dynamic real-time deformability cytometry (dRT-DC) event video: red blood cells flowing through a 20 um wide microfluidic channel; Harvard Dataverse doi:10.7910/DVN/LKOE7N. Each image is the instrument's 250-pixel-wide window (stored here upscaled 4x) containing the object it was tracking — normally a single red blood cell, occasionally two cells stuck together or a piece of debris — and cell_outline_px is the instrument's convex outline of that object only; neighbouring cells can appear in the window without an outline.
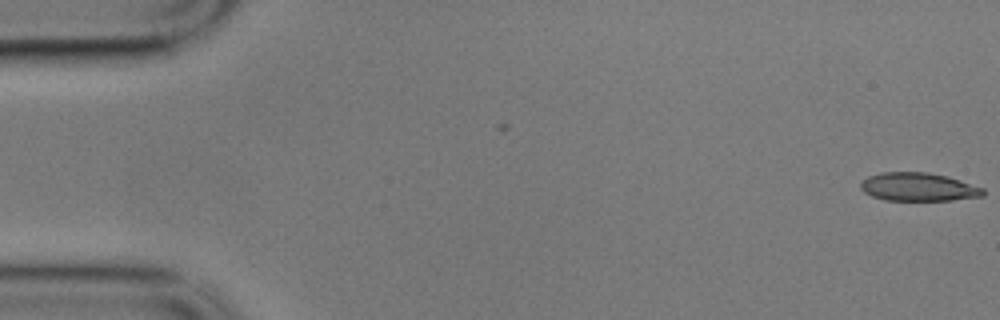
{"species": "common noctule bat (a hibernating species)", "species_latin": "Nyctalus noctula", "temperature_condition": "cold", "stored_images_in_passage": 2, "camera_frame_rate_fps": 3000, "um_per_image_px": 0.085, "animal": {"sex": "male", "body_mass_g": 17.9}, "frame": {"image": 1, "passage_image": 2, "time_ms": 0.333, "image_size_px": [1000, 320], "cell_outline_px": [[984, 196], [952, 200], [884, 200], [872, 196], [864, 192], [860, 188], [860, 184], [868, 176], [880, 172], [928, 172], [948, 176], [984, 188]], "centroid_in_image_um": [78.06, 15.88], "position_along_channel_um": 6.9, "area_um2": 20.29}}